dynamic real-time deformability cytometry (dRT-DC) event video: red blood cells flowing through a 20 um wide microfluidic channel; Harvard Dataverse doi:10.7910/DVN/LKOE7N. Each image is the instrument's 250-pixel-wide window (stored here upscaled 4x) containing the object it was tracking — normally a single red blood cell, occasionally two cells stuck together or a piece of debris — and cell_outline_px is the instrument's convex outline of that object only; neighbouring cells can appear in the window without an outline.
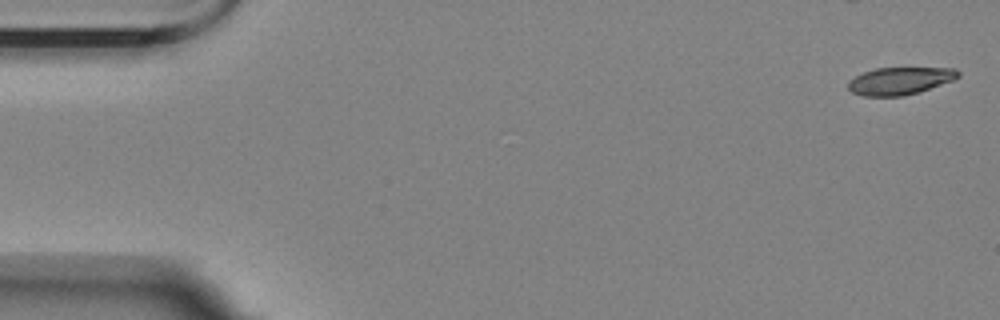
{"species": "Egyptian fruit bat (a non-hibernating species)", "species_latin": "Rousettus aegyptiacus", "temperature_condition": "room temperature", "stored_images_in_passage": 6, "camera_frame_rate_fps": 3000, "um_per_image_px": 0.085, "animal": {"sex": "female"}, "frame": {"image": 1, "passage_image": 1, "time_ms": 0.0, "image_size_px": [1000, 320], "cell_outline_px": [[960, 76], [952, 80], [916, 92], [900, 96], [864, 96], [852, 92], [848, 88], [848, 80], [864, 72], [876, 68], [956, 68], [960, 72]], "centroid_in_image_um": [76.46, 6.86], "position_along_channel_um": 8.5, "area_um2": 17.28}}
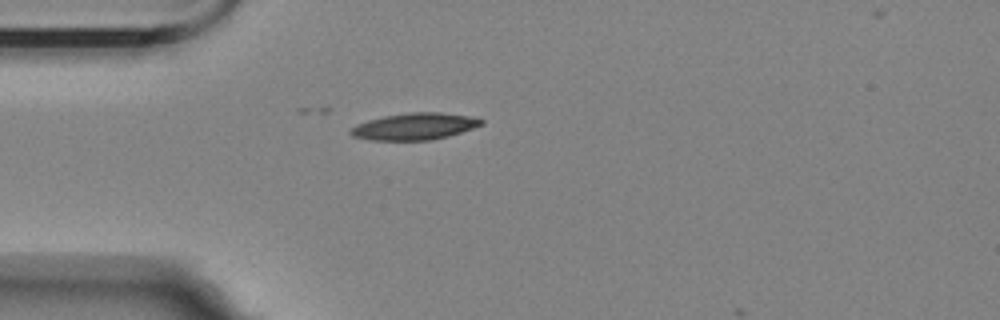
{"frame": {"image": 2, "passage_image": 5, "time_ms": 4.667, "image_size_px": [1000, 320], "cell_outline_px": [[484, 124], [448, 136], [428, 140], [372, 140], [352, 136], [348, 132], [356, 124], [368, 120], [384, 116], [408, 112], [440, 112], [468, 116], [484, 120]], "centroid_in_image_um": [35.21, 10.74], "position_along_channel_um": 49.8, "area_um2": 20.23}}